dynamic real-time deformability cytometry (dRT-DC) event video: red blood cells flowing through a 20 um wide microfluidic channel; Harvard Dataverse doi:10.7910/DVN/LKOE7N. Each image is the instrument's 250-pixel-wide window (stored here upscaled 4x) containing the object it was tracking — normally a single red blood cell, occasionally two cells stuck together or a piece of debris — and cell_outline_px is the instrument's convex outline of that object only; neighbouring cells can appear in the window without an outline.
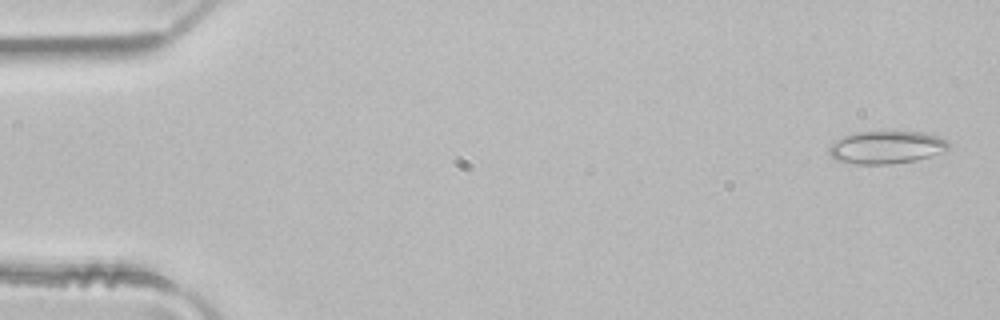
{"species": "common noctule bat (a hibernating species)", "species_latin": "Nyctalus noctula", "temperature_condition": "room temperature", "stored_images_in_passage": 49, "camera_frame_rate_fps": 3000, "um_per_image_px": 0.085, "animal": {"sex": "male", "body_mass_g": 21.5, "forearm_length_mm": 52.0}, "frame": {"image": 1, "passage_image": 2, "time_ms": 0.333, "image_size_px": [1000, 320], "cell_outline_px": [[952, 144], [944, 152], [916, 160], [888, 164], [856, 164], [836, 160], [828, 152], [828, 148], [836, 140], [852, 132], [924, 132], [948, 140]], "centroid_in_image_um": [75.36, 12.52], "position_along_channel_um": 9.6, "area_um2": 22.83}}
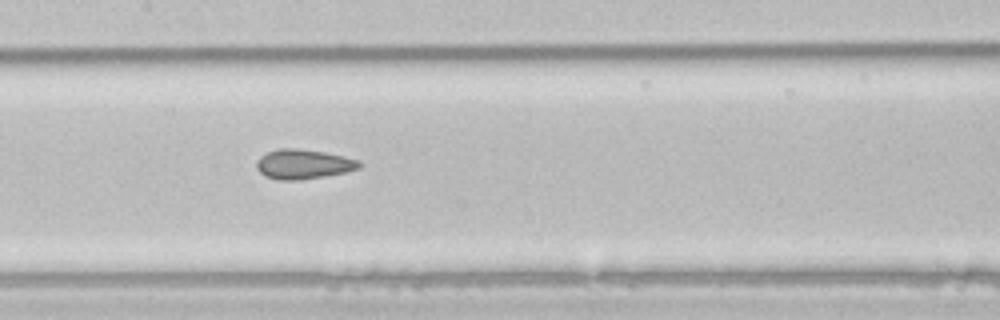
{"frame": {"image": 2, "passage_image": 24, "time_ms": 7.667, "image_size_px": [1000, 320], "cell_outline_px": [[364, 164], [360, 168], [344, 172], [324, 176], [300, 180], [280, 180], [264, 176], [256, 168], [256, 160], [260, 156], [268, 152], [280, 148], [300, 148], [324, 152], [360, 160]], "centroid_in_image_um": [25.78, 13.95], "position_along_channel_um": 181.6, "area_um2": 17.86}}
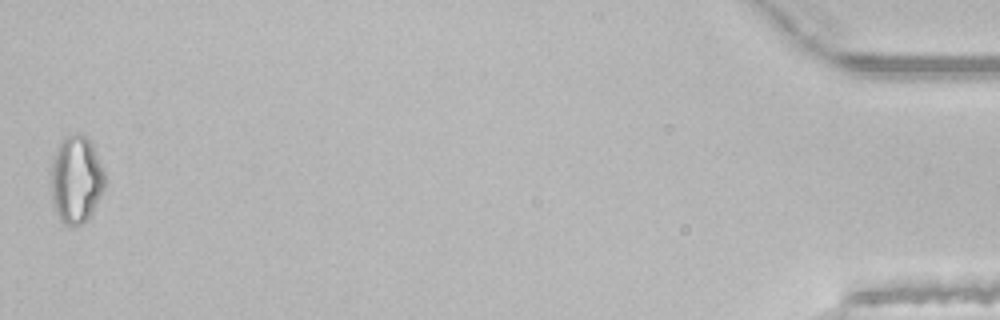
{"frame": {"image": 3, "passage_image": 49, "time_ms": 16.0, "image_size_px": [1000, 320], "cell_outline_px": [[104, 188], [92, 212], [80, 224], [64, 224], [60, 220], [52, 196], [52, 160], [64, 136], [84, 136], [92, 144], [104, 168]], "centroid_in_image_um": [6.49, 15.25], "position_along_channel_um": 428.7, "area_um2": 26.47}, "authors_computed_cell_mechanics": {"area_um2": 19.4208, "velocity_mm_per_s": 4.1292, "shape_relaxation_time_tau1_ms": null, "shape_relaxation_time_tau2_ms": 2.1588, "deformation_change_tau1": null, "deformation_change_tau2": 0.0787}}